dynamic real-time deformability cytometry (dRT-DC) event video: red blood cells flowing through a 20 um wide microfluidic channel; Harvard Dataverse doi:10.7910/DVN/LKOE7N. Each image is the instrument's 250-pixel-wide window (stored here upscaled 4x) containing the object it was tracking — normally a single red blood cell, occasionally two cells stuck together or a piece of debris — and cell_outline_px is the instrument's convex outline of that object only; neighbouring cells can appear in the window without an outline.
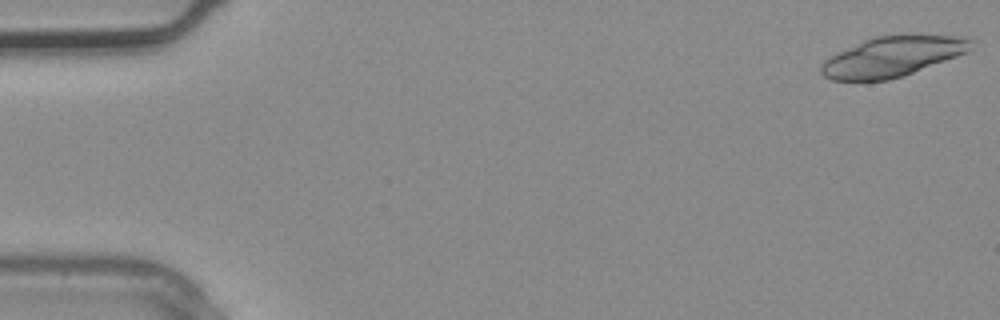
{"species": "common noctule bat (a hibernating species)", "species_latin": "Nyctalus noctula", "temperature_condition": "warm", "stored_images_in_passage": 5, "segment_of_instrument_passage": [1, 3], "camera_frame_rate_fps": 3000, "um_per_image_px": 0.085, "animal": {"sex": "male", "body_mass_g": 20.4}, "frame": {"image": 1, "passage_image": 1, "time_ms": 0.0, "image_size_px": [1000, 320], "cell_outline_px": [[972, 40], [968, 48], [964, 52], [956, 56], [904, 76], [888, 80], [832, 80], [824, 76], [820, 72], [820, 68], [824, 60], [872, 36], [908, 32], [964, 36]], "centroid_in_image_um": [75.88, 4.76], "position_along_channel_um": 9.1, "area_um2": 35.37}}